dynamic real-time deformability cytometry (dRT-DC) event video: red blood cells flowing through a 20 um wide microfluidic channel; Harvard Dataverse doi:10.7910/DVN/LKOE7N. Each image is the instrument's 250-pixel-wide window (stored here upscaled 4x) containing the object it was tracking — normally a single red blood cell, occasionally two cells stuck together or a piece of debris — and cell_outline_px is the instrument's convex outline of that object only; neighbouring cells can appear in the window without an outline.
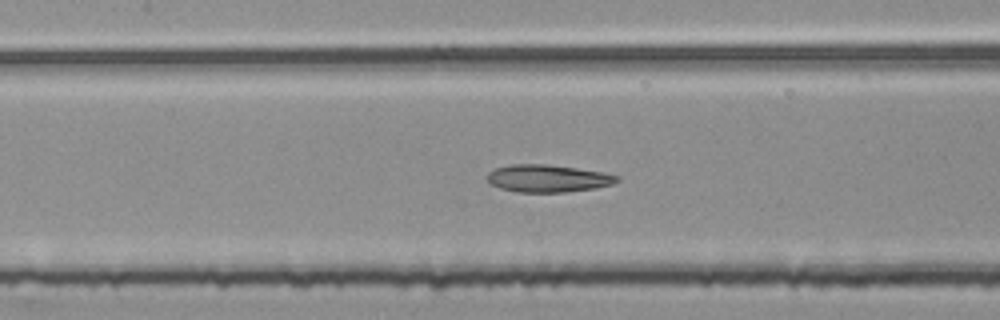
{"species": "common noctule bat (a hibernating species)", "species_latin": "Nyctalus noctula", "temperature_condition": "room temperature", "stored_images_in_passage": 46, "segment_of_instrument_passage": [2, 2], "camera_frame_rate_fps": 3000, "um_per_image_px": 0.085, "animal": {"sex": "female", "body_mass_g": 25.1}, "frame": {"image": 1, "passage_image": 18, "time_ms": 5.667, "image_size_px": [1000, 320], "cell_outline_px": [[620, 180], [612, 184], [592, 188], [564, 192], [520, 192], [500, 188], [492, 184], [488, 180], [488, 172], [496, 168], [512, 164], [544, 164], [576, 168], [604, 172], [620, 176]], "centroid_in_image_um": [46.58, 15.16], "position_along_channel_um": 160.8, "area_um2": 20.52}}
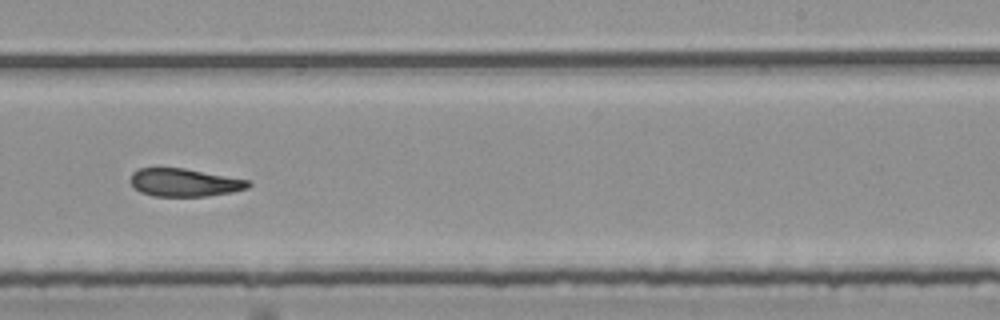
{"frame": {"image": 2, "passage_image": 27, "time_ms": 8.667, "image_size_px": [1000, 320], "cell_outline_px": [[252, 184], [248, 188], [232, 192], [208, 196], [152, 196], [140, 192], [132, 184], [132, 172], [140, 168], [184, 168], [248, 180]], "centroid_in_image_um": [15.69, 15.52], "position_along_channel_um": 273.3, "area_um2": 19.02}}
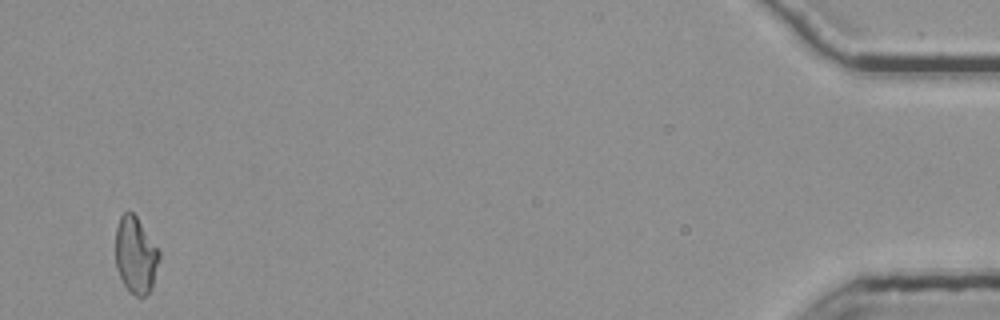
{"frame": {"image": 3, "passage_image": 46, "time_ms": 15.0, "image_size_px": [1000, 320], "cell_outline_px": [[160, 260], [152, 288], [140, 300], [124, 284], [116, 268], [116, 228], [120, 216], [124, 212], [132, 212], [136, 216], [160, 252]], "centroid_in_image_um": [11.54, 21.71], "position_along_channel_um": 423.7, "area_um2": 19.42}}